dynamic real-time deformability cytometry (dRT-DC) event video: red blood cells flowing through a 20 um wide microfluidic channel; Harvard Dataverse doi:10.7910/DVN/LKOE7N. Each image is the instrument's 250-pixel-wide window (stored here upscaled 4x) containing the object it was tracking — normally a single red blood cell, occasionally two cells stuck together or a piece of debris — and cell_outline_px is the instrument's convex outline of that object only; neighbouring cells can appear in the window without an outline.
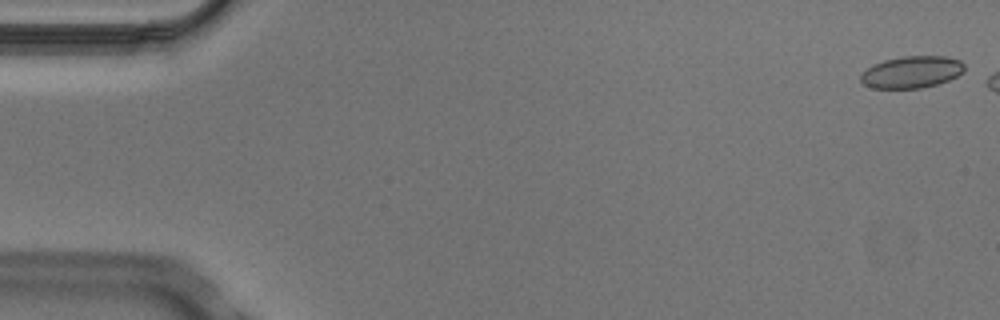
{"species": "Egyptian fruit bat (a non-hibernating species)", "species_latin": "Rousettus aegyptiacus", "temperature_condition": "cold", "stored_images_in_passage": 9, "camera_frame_rate_fps": 3000, "um_per_image_px": 0.085, "animal": {"sex": "male"}, "frame": {"image": 1, "passage_image": 1, "time_ms": 0.0, "image_size_px": [1000, 320], "cell_outline_px": [[964, 72], [948, 80], [936, 84], [920, 88], [872, 88], [864, 84], [860, 80], [860, 76], [872, 64], [884, 60], [900, 56], [948, 56], [960, 60], [964, 64]], "centroid_in_image_um": [77.5, 6.11], "position_along_channel_um": 7.5, "area_um2": 19.31}}
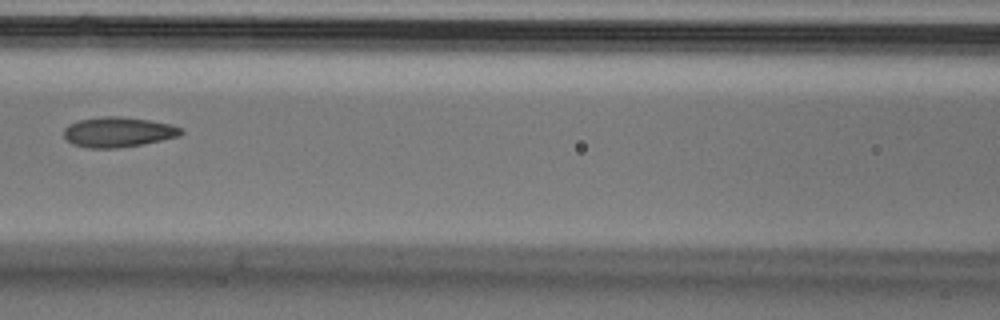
{"frame": {"image": 2, "passage_image": 8, "time_ms": 2.333, "image_size_px": [1000, 320], "cell_outline_px": [[184, 132], [180, 136], [144, 144], [116, 148], [88, 148], [72, 144], [64, 136], [64, 128], [68, 124], [80, 120], [104, 116], [120, 116], [148, 120], [172, 124], [180, 128]], "centroid_in_image_um": [10.05, 11.23], "position_along_channel_um": 156.6, "area_um2": 20.58}}
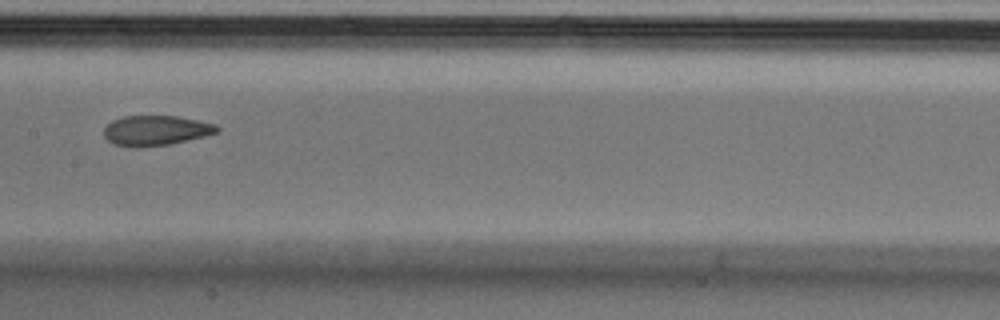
{"frame": {"image": 3, "passage_image": 9, "time_ms": 2.667, "image_size_px": [1000, 320], "cell_outline_px": [[220, 128], [216, 132], [204, 136], [168, 144], [140, 148], [136, 148], [112, 144], [104, 136], [104, 128], [112, 120], [124, 116], [176, 116], [216, 124]], "centroid_in_image_um": [13.2, 11.1], "position_along_channel_um": 194.2, "area_um2": 19.71}}